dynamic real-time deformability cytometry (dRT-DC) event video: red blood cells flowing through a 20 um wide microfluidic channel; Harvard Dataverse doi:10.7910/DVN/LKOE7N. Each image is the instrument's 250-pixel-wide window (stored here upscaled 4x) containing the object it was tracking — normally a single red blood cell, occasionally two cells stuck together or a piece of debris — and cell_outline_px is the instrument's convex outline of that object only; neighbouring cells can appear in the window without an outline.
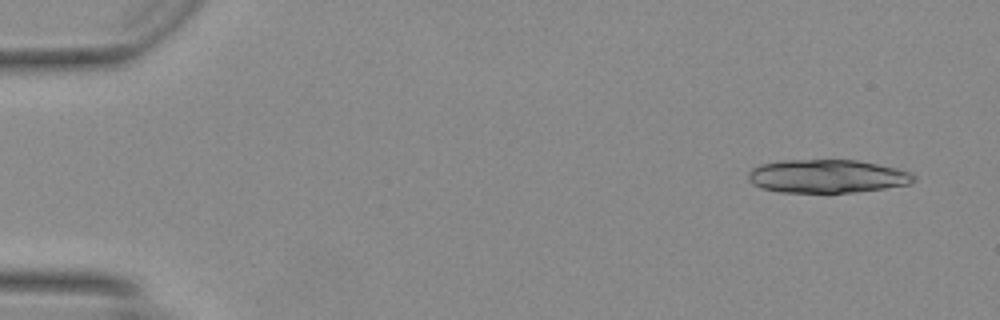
{"species": "Egyptian fruit bat (a non-hibernating species)", "species_latin": "Rousettus aegyptiacus", "temperature_condition": "warm", "stored_images_in_passage": 18, "camera_frame_rate_fps": 3000, "um_per_image_px": 0.085, "animal": {"sex": "female"}, "frame": {"image": 1, "passage_image": 3, "time_ms": 0.667, "image_size_px": [1000, 320], "cell_outline_px": [[916, 180], [908, 184], [884, 188], [852, 192], [784, 192], [764, 188], [756, 184], [748, 176], [756, 168], [764, 164], [788, 160], [856, 160], [896, 168], [908, 172], [916, 176]], "centroid_in_image_um": [70.4, 14.98], "position_along_channel_um": 14.6, "area_um2": 31.21}}